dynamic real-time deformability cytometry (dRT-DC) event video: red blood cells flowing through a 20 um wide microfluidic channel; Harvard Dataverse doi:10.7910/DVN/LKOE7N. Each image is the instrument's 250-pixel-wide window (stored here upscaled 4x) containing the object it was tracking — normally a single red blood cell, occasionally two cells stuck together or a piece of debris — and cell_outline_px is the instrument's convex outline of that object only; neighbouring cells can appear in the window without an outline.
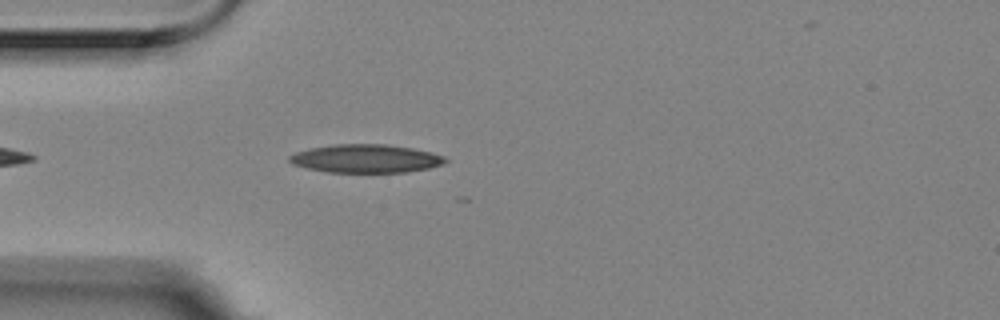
{"species": "Egyptian fruit bat (a non-hibernating species)", "species_latin": "Rousettus aegyptiacus", "temperature_condition": "room temperature", "stored_images_in_passage": 3, "camera_frame_rate_fps": 3000, "um_per_image_px": 0.085, "animal": {"sex": "female"}, "frame": {"image": 1, "passage_image": 3, "time_ms": 0.667, "image_size_px": [1000, 320], "cell_outline_px": [[448, 160], [444, 164], [428, 168], [408, 172], [324, 172], [292, 164], [288, 160], [288, 156], [296, 152], [312, 148], [332, 144], [388, 144], [412, 148], [432, 152], [444, 156]], "centroid_in_image_um": [31.11, 13.48], "position_along_channel_um": 53.9, "area_um2": 25.84}}